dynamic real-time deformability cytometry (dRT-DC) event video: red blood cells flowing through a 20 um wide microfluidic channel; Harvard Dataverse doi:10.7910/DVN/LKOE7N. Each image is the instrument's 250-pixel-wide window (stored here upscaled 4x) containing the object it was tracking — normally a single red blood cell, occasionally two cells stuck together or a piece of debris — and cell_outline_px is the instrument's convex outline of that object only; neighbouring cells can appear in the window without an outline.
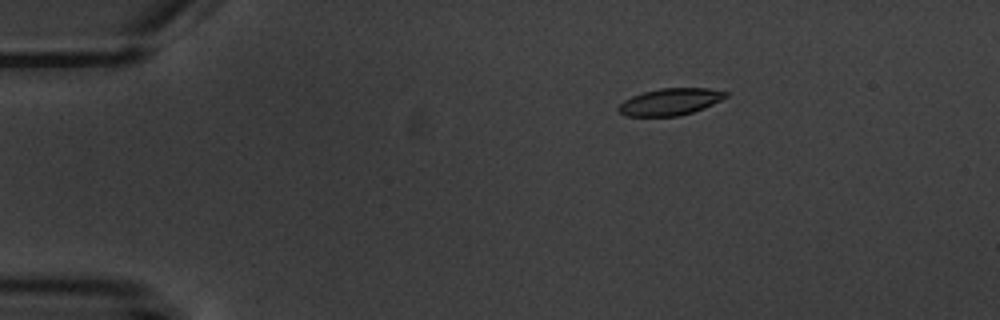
{"species": "common noctule bat (a hibernating species)", "species_latin": "Nyctalus noctula", "temperature_condition": "warm", "stored_images_in_passage": 6, "camera_frame_rate_fps": 3000, "um_per_image_px": 0.085, "animal": {"sex": "male", "body_mass_g": 20.1, "forearm_length_mm": 53.5}, "frame": {"image": 1, "passage_image": 3, "time_ms": 2.333, "image_size_px": [1000, 320], "cell_outline_px": [[728, 96], [704, 108], [680, 116], [624, 116], [616, 108], [624, 100], [632, 96], [644, 92], [660, 88], [708, 88], [728, 92]], "centroid_in_image_um": [56.96, 8.65], "position_along_channel_um": 28.0, "area_um2": 16.76}}
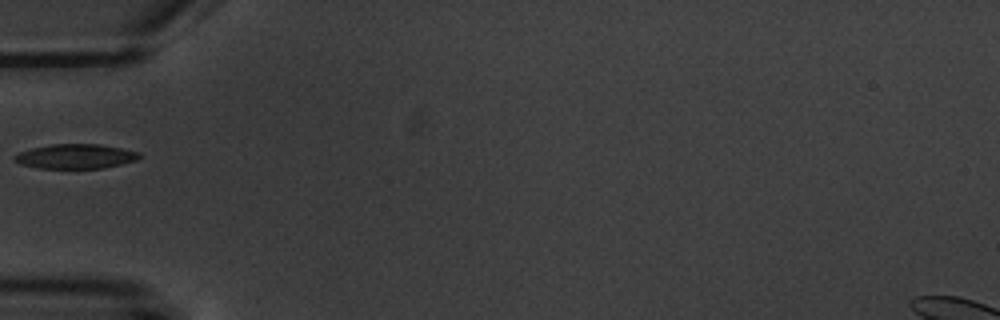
{"frame": {"image": 2, "passage_image": 6, "time_ms": 5.667, "image_size_px": [1000, 320], "cell_outline_px": [[144, 156], [136, 160], [120, 164], [100, 168], [36, 168], [20, 164], [12, 160], [12, 156], [20, 152], [32, 148], [52, 144], [100, 144], [140, 152]], "centroid_in_image_um": [6.4, 13.29], "position_along_channel_um": 78.6, "area_um2": 17.92}}